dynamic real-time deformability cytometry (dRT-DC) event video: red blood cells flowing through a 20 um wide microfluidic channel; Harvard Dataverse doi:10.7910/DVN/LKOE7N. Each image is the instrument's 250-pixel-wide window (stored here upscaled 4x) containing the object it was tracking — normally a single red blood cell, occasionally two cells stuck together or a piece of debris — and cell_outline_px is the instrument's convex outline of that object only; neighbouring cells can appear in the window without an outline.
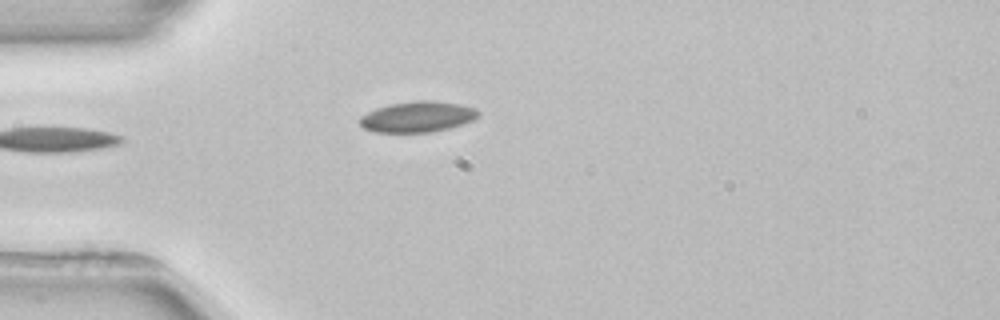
{"species": "common noctule bat (a hibernating species)", "species_latin": "Nyctalus noctula", "temperature_condition": "room temperature", "stored_images_in_passage": 3, "camera_frame_rate_fps": 3000, "um_per_image_px": 0.085, "animal": {"sex": "female", "body_mass_g": 22.7, "forearm_length_mm": 54.2}, "frame": {"image": 1, "passage_image": 3, "time_ms": 4.0, "image_size_px": [1000, 320], "cell_outline_px": [[480, 116], [472, 120], [448, 128], [432, 132], [372, 132], [364, 128], [356, 120], [360, 116], [376, 108], [392, 104], [420, 100], [428, 100], [460, 104], [476, 108], [480, 112]], "centroid_in_image_um": [35.47, 9.93], "position_along_channel_um": 49.5, "area_um2": 21.21}}